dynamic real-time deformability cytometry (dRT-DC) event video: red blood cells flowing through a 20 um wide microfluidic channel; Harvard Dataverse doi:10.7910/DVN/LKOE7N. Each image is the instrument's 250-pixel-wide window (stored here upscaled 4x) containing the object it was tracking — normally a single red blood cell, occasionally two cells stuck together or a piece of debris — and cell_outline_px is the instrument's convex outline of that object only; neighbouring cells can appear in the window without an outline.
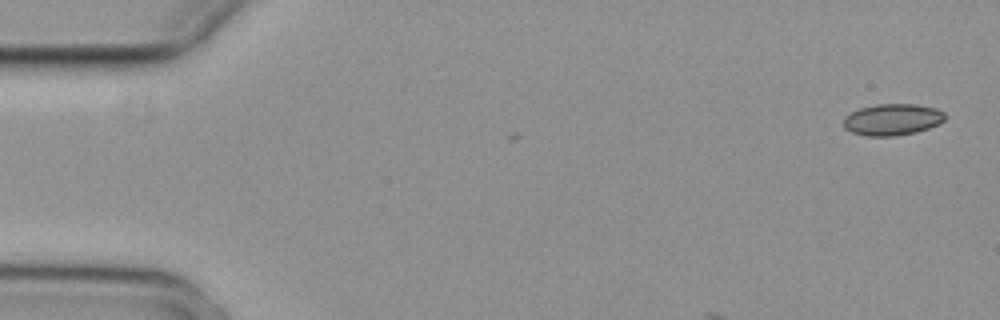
{"species": "common noctule bat (a hibernating species)", "species_latin": "Nyctalus noctula", "temperature_condition": "cold", "stored_images_in_passage": 4, "camera_frame_rate_fps": 3000, "um_per_image_px": 0.085, "animal": {"sex": "female", "body_mass_g": 29.2, "forearm_length_mm": 56.3}, "frame": {"image": 1, "passage_image": 1, "time_ms": 0.0, "image_size_px": [1000, 320], "cell_outline_px": [[944, 120], [928, 128], [916, 132], [896, 136], [864, 136], [852, 132], [844, 128], [844, 116], [860, 108], [876, 104], [916, 104], [936, 108], [944, 112]], "centroid_in_image_um": [75.83, 10.16], "position_along_channel_um": 9.2, "area_um2": 18.61}}
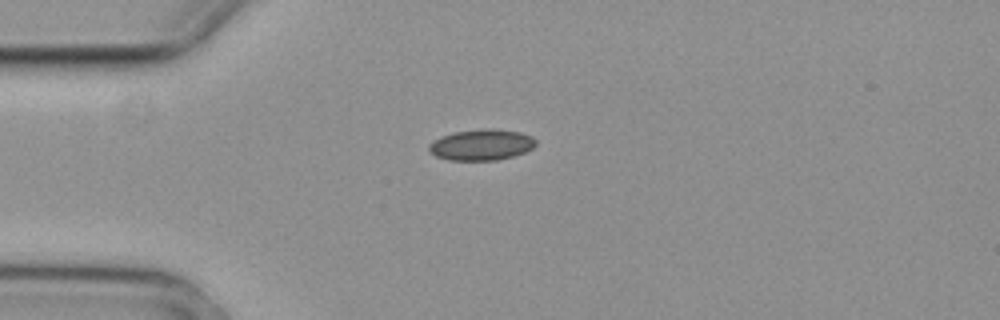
{"frame": {"image": 2, "passage_image": 4, "time_ms": 1.0, "image_size_px": [1000, 320], "cell_outline_px": [[536, 144], [532, 148], [524, 152], [512, 156], [496, 160], [448, 160], [436, 156], [428, 152], [428, 144], [432, 140], [440, 136], [452, 132], [484, 128], [492, 128], [520, 132], [532, 136], [536, 140]], "centroid_in_image_um": [40.87, 12.29], "position_along_channel_um": 44.1, "area_um2": 19.54}}